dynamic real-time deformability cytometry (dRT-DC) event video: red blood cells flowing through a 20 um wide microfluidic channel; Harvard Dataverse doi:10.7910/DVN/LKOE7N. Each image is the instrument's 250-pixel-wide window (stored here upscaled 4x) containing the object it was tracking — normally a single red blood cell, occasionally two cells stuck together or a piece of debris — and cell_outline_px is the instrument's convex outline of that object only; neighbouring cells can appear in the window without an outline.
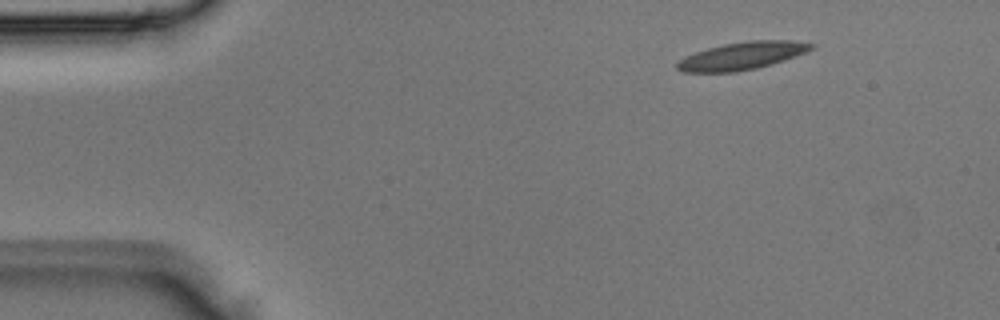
{"species": "Egyptian fruit bat (a non-hibernating species)", "species_latin": "Rousettus aegyptiacus", "temperature_condition": "room temperature", "stored_images_in_passage": 4, "camera_frame_rate_fps": 3000, "um_per_image_px": 0.085, "animal": {"sex": "male"}, "frame": {"image": 1, "passage_image": 1, "time_ms": 0.0, "image_size_px": [1000, 320], "cell_outline_px": [[816, 48], [796, 56], [772, 64], [756, 68], [736, 72], [684, 72], [676, 68], [676, 64], [684, 56], [708, 48], [724, 44], [748, 40], [792, 40], [816, 44]], "centroid_in_image_um": [63.11, 4.74], "position_along_channel_um": 21.9, "area_um2": 21.68}}
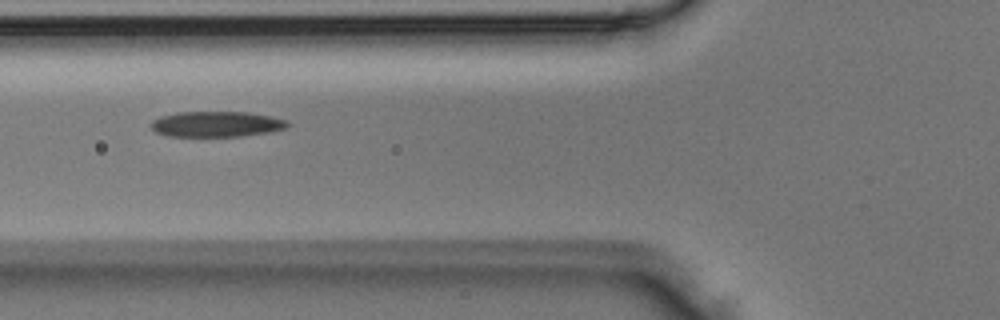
{"frame": {"image": 2, "passage_image": 3, "time_ms": 0.667, "image_size_px": [1000, 320], "cell_outline_px": [[292, 124], [288, 128], [272, 132], [240, 136], [168, 136], [156, 132], [152, 128], [152, 120], [160, 116], [176, 112], [248, 112], [272, 116], [288, 120]], "centroid_in_image_um": [18.48, 10.54], "position_along_channel_um": 107.3, "area_um2": 20.58}}
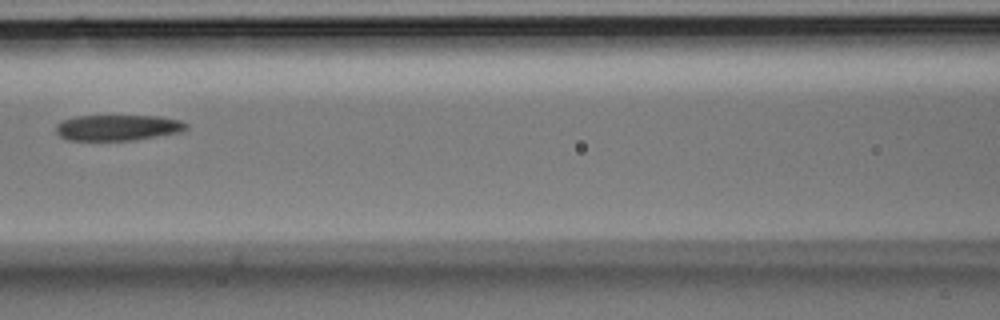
{"frame": {"image": 3, "passage_image": 4, "time_ms": 1.0, "image_size_px": [1000, 320], "cell_outline_px": [[188, 128], [180, 132], [132, 140], [68, 140], [60, 136], [56, 132], [56, 124], [60, 120], [76, 116], [160, 116], [180, 120], [188, 124]], "centroid_in_image_um": [9.99, 10.84], "position_along_channel_um": 156.6, "area_um2": 19.59}}